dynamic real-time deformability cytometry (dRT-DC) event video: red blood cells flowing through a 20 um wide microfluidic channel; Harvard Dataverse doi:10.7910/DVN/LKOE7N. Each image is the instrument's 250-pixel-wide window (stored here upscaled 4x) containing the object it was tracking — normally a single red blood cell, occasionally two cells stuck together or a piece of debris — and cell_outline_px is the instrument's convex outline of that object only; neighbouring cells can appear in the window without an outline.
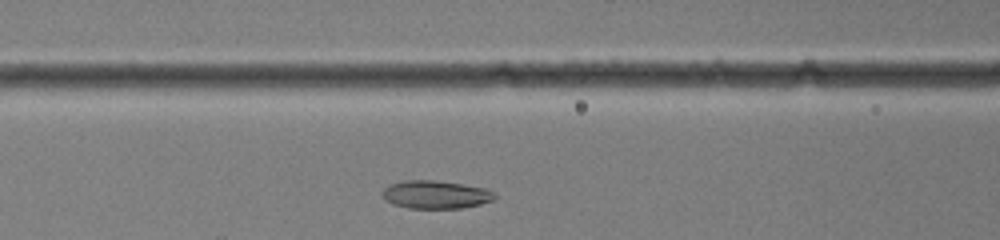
{"species": "common noctule bat (a hibernating species)", "species_latin": "Nyctalus noctula", "temperature_condition": "warm", "stored_images_in_passage": 23, "camera_frame_rate_fps": 3000, "um_per_image_px": 0.085, "animal": {"sex": "female", "body_mass_g": 19.0, "forearm_length_mm": 51.5}, "frame": {"image": 1, "passage_image": 7, "time_ms": 2.0, "image_size_px": [1000, 240], "cell_outline_px": [[500, 196], [492, 200], [480, 204], [460, 208], [408, 208], [392, 204], [384, 200], [380, 192], [388, 184], [404, 180], [436, 180], [488, 188], [496, 192]], "centroid_in_image_um": [37.03, 16.53], "position_along_channel_um": 129.6, "area_um2": 18.79}}
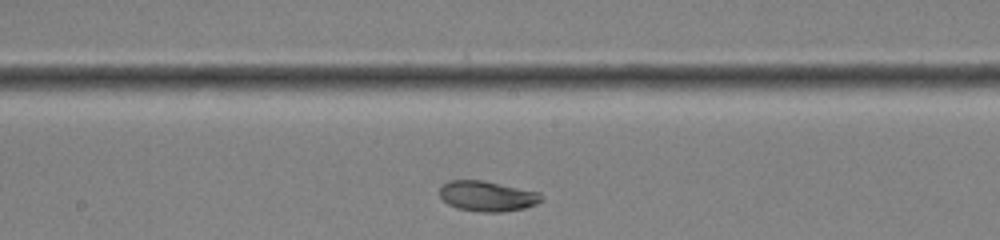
{"frame": {"image": 2, "passage_image": 12, "time_ms": 3.667, "image_size_px": [1000, 240], "cell_outline_px": [[544, 200], [536, 204], [524, 208], [504, 212], [480, 212], [456, 208], [448, 204], [440, 196], [440, 188], [448, 180], [484, 180], [540, 192], [544, 196]], "centroid_in_image_um": [41.46, 16.67], "position_along_channel_um": 206.7, "area_um2": 18.21}}
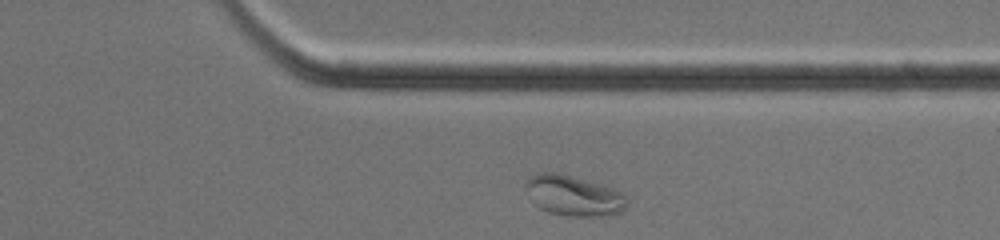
{"frame": {"image": 3, "passage_image": 22, "time_ms": 7.0, "image_size_px": [1000, 240], "cell_outline_px": [[628, 204], [624, 212], [616, 216], [564, 216], [548, 212], [540, 208], [536, 204], [524, 184], [524, 180], [536, 172], [556, 172], [616, 188], [624, 192], [628, 196]], "centroid_in_image_um": [48.85, 16.64], "position_along_channel_um": 362.5, "area_um2": 24.45}}